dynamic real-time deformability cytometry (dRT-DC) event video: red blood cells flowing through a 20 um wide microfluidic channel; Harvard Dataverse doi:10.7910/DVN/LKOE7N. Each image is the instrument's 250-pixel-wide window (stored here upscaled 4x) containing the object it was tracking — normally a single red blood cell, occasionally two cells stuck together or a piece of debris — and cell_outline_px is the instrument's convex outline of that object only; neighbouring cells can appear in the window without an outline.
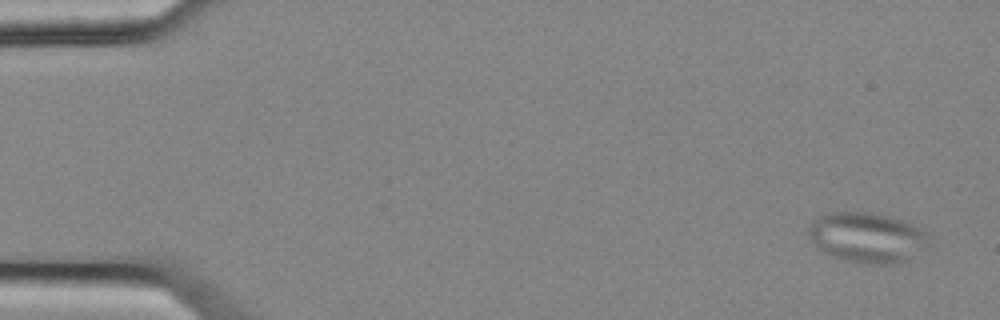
{"species": "common noctule bat (a hibernating species)", "species_latin": "Nyctalus noctula", "temperature_condition": "cold", "stored_images_in_passage": 5, "camera_frame_rate_fps": 3000, "um_per_image_px": 0.085, "animal": {"sex": "female", "body_mass_g": 25.1}, "frame": {"image": 1, "passage_image": 1, "time_ms": 0.0, "image_size_px": [1000, 320], "cell_outline_px": [[932, 236], [912, 260], [896, 264], [872, 264], [844, 260], [828, 256], [816, 248], [808, 236], [808, 228], [812, 220], [828, 212], [868, 212], [888, 216], [912, 224], [928, 232]], "centroid_in_image_um": [73.68, 20.2], "position_along_channel_um": 11.3, "area_um2": 35.66}}